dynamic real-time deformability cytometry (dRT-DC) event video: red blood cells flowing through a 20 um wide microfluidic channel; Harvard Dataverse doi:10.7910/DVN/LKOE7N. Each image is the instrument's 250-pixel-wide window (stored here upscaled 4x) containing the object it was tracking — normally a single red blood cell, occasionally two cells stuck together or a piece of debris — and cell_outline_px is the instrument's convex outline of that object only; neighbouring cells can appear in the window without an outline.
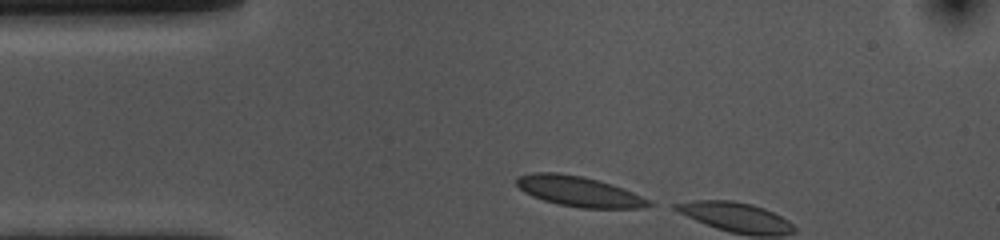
{"species": "common noctule bat (a hibernating species)", "species_latin": "Nyctalus noctula", "temperature_condition": "cold", "stored_images_in_passage": 3, "camera_frame_rate_fps": 3000, "um_per_image_px": 0.085, "animal": {"sex": "female", "body_mass_g": 10.0, "forearm_length_mm": 53.1}, "frame": {"image": 1, "passage_image": 1, "time_ms": 0.0, "image_size_px": [1000, 240], "cell_outline_px": [[656, 204], [644, 208], [580, 208], [560, 204], [544, 200], [532, 196], [524, 192], [516, 184], [516, 176], [532, 172], [556, 172], [584, 176], [600, 180], [612, 184], [632, 192]], "centroid_in_image_um": [49.19, 16.26], "position_along_channel_um": 35.8, "area_um2": 23.41}}